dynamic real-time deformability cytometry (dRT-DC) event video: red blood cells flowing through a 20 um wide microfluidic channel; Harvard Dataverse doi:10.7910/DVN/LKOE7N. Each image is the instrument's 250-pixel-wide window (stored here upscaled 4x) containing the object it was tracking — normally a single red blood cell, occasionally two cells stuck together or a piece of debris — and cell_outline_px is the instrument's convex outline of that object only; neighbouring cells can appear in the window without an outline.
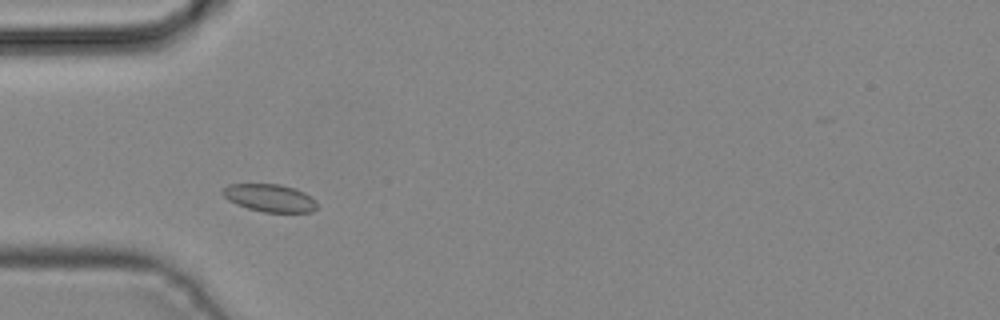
{"species": "common noctule bat (a hibernating species)", "species_latin": "Nyctalus noctula", "temperature_condition": "cold", "stored_images_in_passage": 4, "camera_frame_rate_fps": 3000, "um_per_image_px": 0.085, "animal": {"sex": "male", "body_mass_g": 19.2, "forearm_length_mm": 51.8}, "frame": {"image": 1, "passage_image": 3, "time_ms": 0.667, "image_size_px": [1000, 320], "cell_outline_px": [[316, 208], [312, 212], [264, 212], [248, 208], [236, 204], [228, 200], [220, 192], [228, 184], [280, 184], [296, 188], [312, 196], [316, 200]], "centroid_in_image_um": [22.94, 16.82], "position_along_channel_um": 62.1, "area_um2": 15.32}}
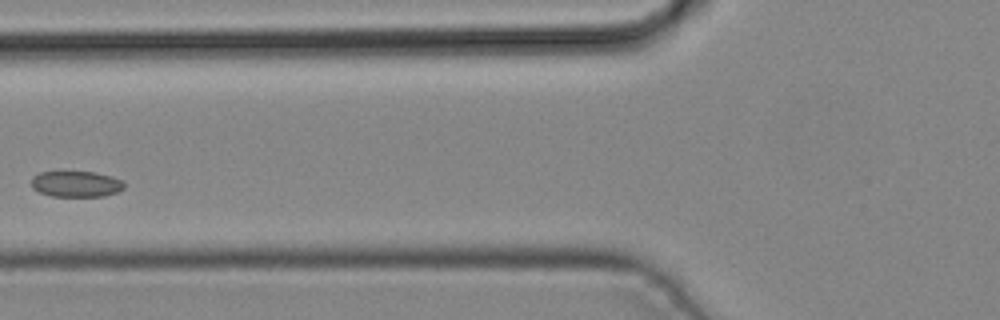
{"frame": {"image": 2, "passage_image": 4, "time_ms": 1.0, "image_size_px": [1000, 320], "cell_outline_px": [[124, 188], [116, 192], [104, 196], [52, 196], [40, 192], [32, 188], [32, 176], [40, 172], [96, 172], [112, 176], [120, 180], [124, 184]], "centroid_in_image_um": [6.46, 15.63], "position_along_channel_um": 119.3, "area_um2": 13.93}}